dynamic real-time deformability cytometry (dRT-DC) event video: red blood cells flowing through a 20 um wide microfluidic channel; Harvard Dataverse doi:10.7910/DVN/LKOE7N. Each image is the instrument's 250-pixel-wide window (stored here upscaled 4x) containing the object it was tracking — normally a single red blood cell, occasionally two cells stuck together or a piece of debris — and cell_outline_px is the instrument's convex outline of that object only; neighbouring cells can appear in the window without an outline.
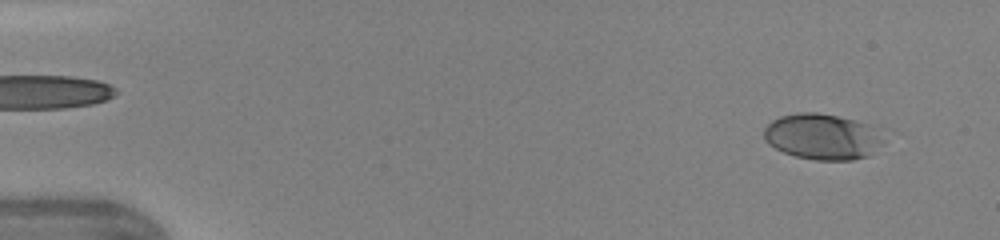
{"species": "human", "species_latin": "Homo sapiens", "temperature_condition": "warm", "stored_images_in_passage": 46, "camera_frame_rate_fps": 3000, "um_per_image_px": 0.085, "donor": {"sex": "female"}, "frame": {"image": 1, "passage_image": 3, "time_ms": 0.667, "image_size_px": [1000, 240], "cell_outline_px": [[884, 144], [868, 156], [852, 160], [816, 160], [796, 156], [784, 152], [768, 144], [764, 140], [764, 128], [772, 120], [780, 116], [800, 112], [816, 112], [856, 120], [868, 124], [884, 140]], "centroid_in_image_um": [69.88, 11.62], "position_along_channel_um": 15.1, "area_um2": 31.85}}
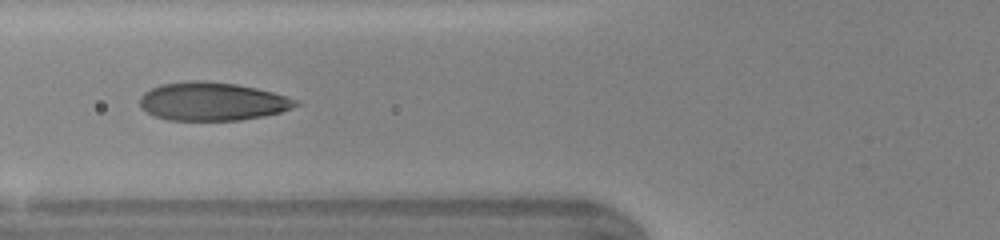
{"frame": {"image": 2, "passage_image": 18, "time_ms": 5.667, "image_size_px": [1000, 240], "cell_outline_px": [[300, 104], [292, 108], [280, 112], [264, 116], [240, 120], [168, 120], [152, 116], [140, 108], [140, 96], [144, 92], [160, 84], [192, 80], [200, 80], [236, 84], [256, 88], [272, 92], [296, 100]], "centroid_in_image_um": [17.99, 8.63], "position_along_channel_um": 107.8, "area_um2": 34.85}}
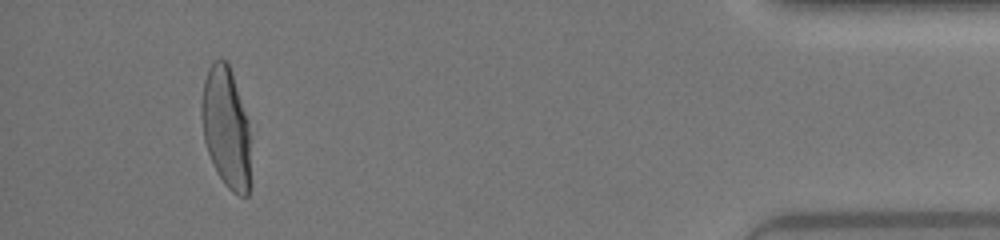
{"frame": {"image": 3, "passage_image": 43, "time_ms": 14.0, "image_size_px": [1000, 240], "cell_outline_px": [[248, 196], [240, 196], [232, 192], [224, 184], [208, 152], [204, 140], [200, 112], [200, 108], [204, 80], [208, 68], [212, 60], [224, 60], [228, 64], [232, 72], [248, 120]], "centroid_in_image_um": [19.18, 10.78], "position_along_channel_um": 416.0, "area_um2": 33.93}, "authors_computed_cell_mechanics": {"area_um2": 34.6511, "velocity_mm_per_s": 4.3748, "shape_relaxation_time_tau1_ms": 3.5153, "shape_relaxation_time_tau2_ms": null, "deformation_change_tau1": 0.1976, "deformation_change_tau2": null}}